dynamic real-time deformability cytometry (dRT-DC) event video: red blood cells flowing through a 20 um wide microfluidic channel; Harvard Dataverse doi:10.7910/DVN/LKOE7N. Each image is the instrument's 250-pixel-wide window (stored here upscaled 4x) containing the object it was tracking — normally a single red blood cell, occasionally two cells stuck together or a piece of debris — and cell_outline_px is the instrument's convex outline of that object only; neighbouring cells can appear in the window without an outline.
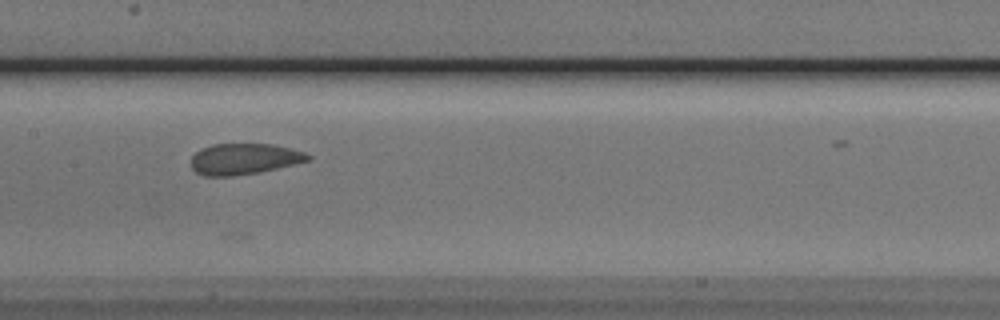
{"species": "Egyptian fruit bat (a non-hibernating species)", "species_latin": "Rousettus aegyptiacus", "temperature_condition": "cold", "stored_images_in_passage": 21, "camera_frame_rate_fps": 3000, "um_per_image_px": 0.085, "animal": {"sex": "male"}, "frame": {"image": 1, "passage_image": 10, "time_ms": 3.0, "image_size_px": [1000, 320], "cell_outline_px": [[312, 156], [308, 160], [260, 172], [232, 176], [204, 176], [196, 172], [192, 168], [192, 156], [196, 152], [212, 144], [272, 144], [304, 152]], "centroid_in_image_um": [20.72, 13.51], "position_along_channel_um": 186.7, "area_um2": 20.81}}